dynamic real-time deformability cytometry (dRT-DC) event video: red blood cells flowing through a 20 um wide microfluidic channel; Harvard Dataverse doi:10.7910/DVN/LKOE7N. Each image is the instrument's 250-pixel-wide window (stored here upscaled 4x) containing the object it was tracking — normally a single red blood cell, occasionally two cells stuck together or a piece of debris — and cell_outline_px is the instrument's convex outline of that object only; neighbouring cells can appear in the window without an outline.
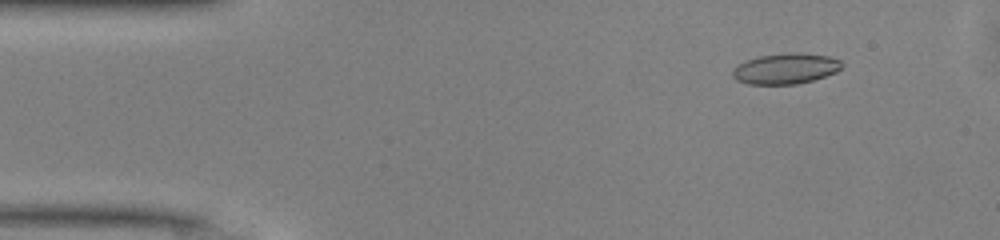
{"species": "common noctule bat (a hibernating species)", "species_latin": "Nyctalus noctula", "temperature_condition": "warm", "stored_images_in_passage": 39, "camera_frame_rate_fps": 3000, "um_per_image_px": 0.085, "animal": {"sex": "male", "body_mass_g": 13.0, "forearm_length_mm": 53.1}, "frame": {"image": 1, "passage_image": 5, "time_ms": 1.333, "image_size_px": [1000, 240], "cell_outline_px": [[844, 64], [836, 72], [812, 80], [796, 84], [748, 84], [736, 80], [732, 76], [732, 72], [740, 64], [756, 56], [788, 52], [796, 52], [828, 56], [840, 60]], "centroid_in_image_um": [66.78, 5.82], "position_along_channel_um": 18.2, "area_um2": 19.42}}
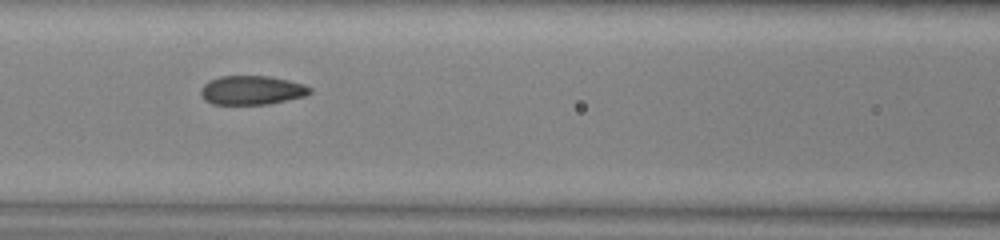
{"frame": {"image": 2, "passage_image": 20, "time_ms": 6.333, "image_size_px": [1000, 240], "cell_outline_px": [[312, 92], [304, 96], [268, 104], [212, 104], [204, 100], [200, 92], [200, 88], [208, 80], [220, 76], [268, 76], [288, 80], [304, 84], [312, 88]], "centroid_in_image_um": [21.38, 7.66], "position_along_channel_um": 145.2, "area_um2": 18.5}}
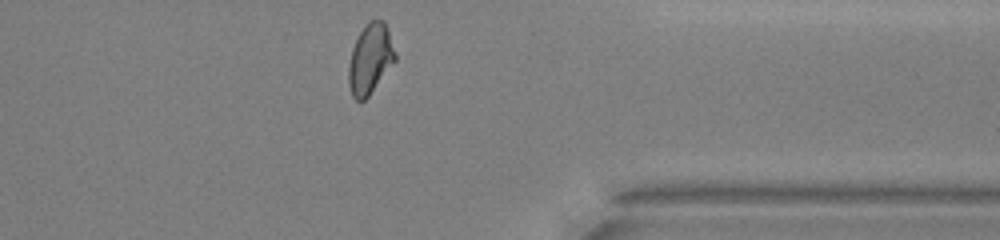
{"frame": {"image": 3, "passage_image": 38, "time_ms": 12.333, "image_size_px": [1000, 240], "cell_outline_px": [[396, 60], [368, 96], [364, 100], [356, 100], [352, 96], [348, 84], [348, 64], [352, 48], [364, 24], [368, 20], [384, 20], [388, 28], [396, 52]], "centroid_in_image_um": [31.47, 4.98], "position_along_channel_um": 379.9, "area_um2": 19.13}, "authors_computed_cell_mechanics": {"area_um2": 19.074, "velocity_mm_per_s": 4.153, "shape_relaxation_time_tau1_ms": 6.0297, "shape_relaxation_time_tau2_ms": 1.0541, "deformation_change_tau1": 0.1594, "deformation_change_tau2": 0.0656}}